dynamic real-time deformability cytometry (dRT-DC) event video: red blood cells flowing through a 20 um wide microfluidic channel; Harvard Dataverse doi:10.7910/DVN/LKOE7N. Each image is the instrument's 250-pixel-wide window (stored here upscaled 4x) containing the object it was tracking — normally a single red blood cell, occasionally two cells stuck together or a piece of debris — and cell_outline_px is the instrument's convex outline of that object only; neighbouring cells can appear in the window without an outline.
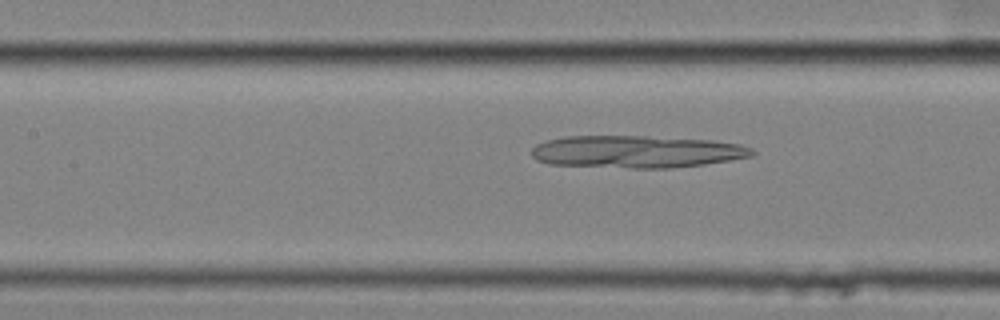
{"species": "common noctule bat (a hibernating species)", "species_latin": "Nyctalus noctula", "temperature_condition": "cold", "stored_images_in_passage": 45, "camera_frame_rate_fps": 3000, "um_per_image_px": 0.085, "animal": {"sex": "female", "body_mass_g": 25.1}, "frame": {"image": 1, "passage_image": 14, "time_ms": 4.333, "image_size_px": [1000, 320], "cell_outline_px": [[756, 152], [752, 156], [704, 164], [672, 168], [632, 168], [548, 164], [536, 160], [532, 156], [532, 148], [536, 144], [548, 140], [564, 136], [648, 136], [712, 140], [740, 144], [752, 148]], "centroid_in_image_um": [54.1, 12.89], "position_along_channel_um": 153.3, "area_um2": 41.67}}
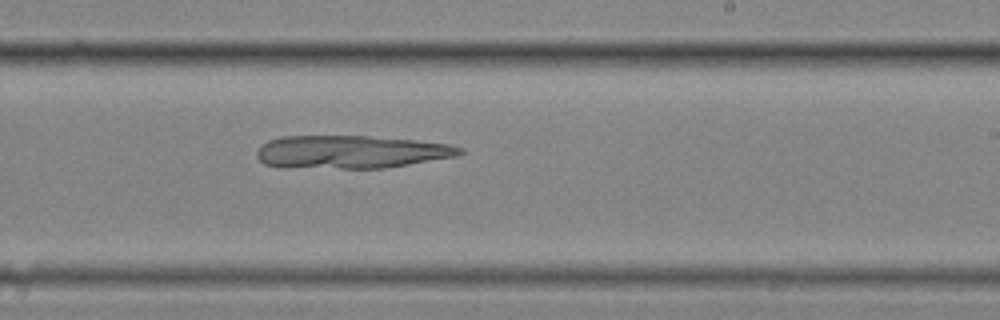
{"frame": {"image": 2, "passage_image": 23, "time_ms": 7.333, "image_size_px": [1000, 320], "cell_outline_px": [[464, 152], [456, 156], [388, 168], [284, 168], [264, 164], [256, 156], [256, 152], [268, 140], [280, 136], [368, 136], [416, 140], [448, 144], [464, 148]], "centroid_in_image_um": [29.81, 12.92], "position_along_channel_um": 259.2, "area_um2": 39.3}}
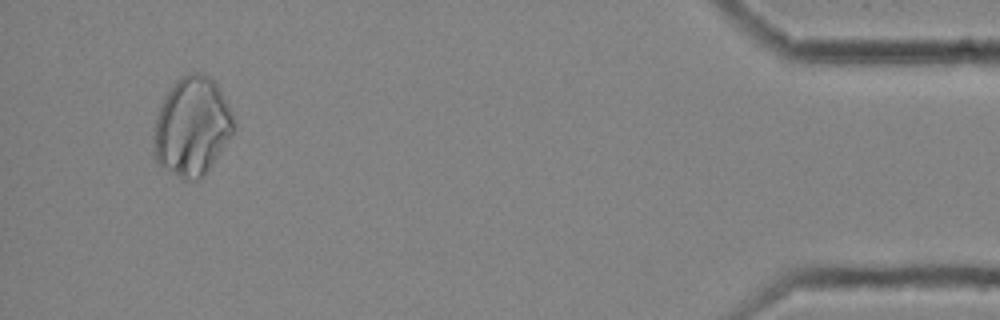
{"frame": {"image": 3, "passage_image": 42, "time_ms": 13.667, "image_size_px": [1000, 320], "cell_outline_px": [[236, 128], [232, 136], [204, 176], [200, 180], [184, 180], [160, 164], [152, 156], [152, 140], [156, 116], [160, 104], [176, 80], [180, 76], [192, 72], [204, 72], [216, 84], [228, 104], [232, 112], [236, 124]], "centroid_in_image_um": [16.32, 10.76], "position_along_channel_um": 418.9, "area_um2": 46.53}}